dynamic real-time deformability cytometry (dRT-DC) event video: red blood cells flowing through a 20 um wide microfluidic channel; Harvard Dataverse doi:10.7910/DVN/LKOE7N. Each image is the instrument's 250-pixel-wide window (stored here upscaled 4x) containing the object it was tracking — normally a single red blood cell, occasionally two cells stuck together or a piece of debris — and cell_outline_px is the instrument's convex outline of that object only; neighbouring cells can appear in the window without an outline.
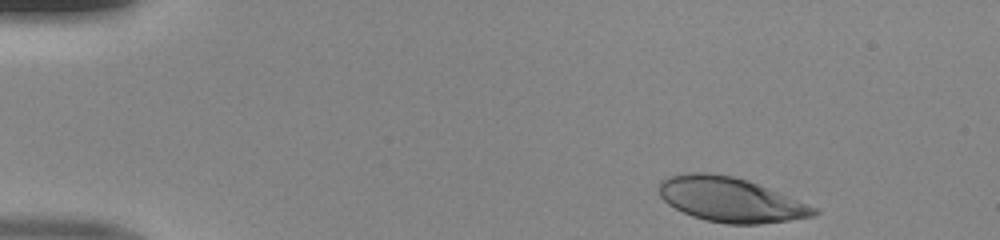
{"species": "human", "species_latin": "Homo sapiens", "temperature_condition": "room temperature", "stored_images_in_passage": 43, "camera_frame_rate_fps": 3000, "um_per_image_px": 0.085, "donor": {"sex": "male"}, "frame": {"image": 1, "passage_image": 1, "time_ms": 0.0, "image_size_px": [1000, 240], "cell_outline_px": [[820, 212], [816, 216], [760, 224], [728, 224], [704, 220], [692, 216], [668, 204], [660, 196], [660, 180], [668, 176], [688, 172], [708, 172], [732, 176], [748, 180], [768, 188], [816, 208]], "centroid_in_image_um": [62.06, 16.97], "position_along_channel_um": 22.9, "area_um2": 40.0}}
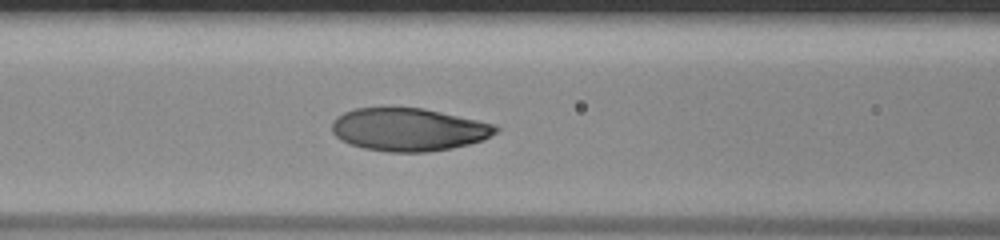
{"frame": {"image": 2, "passage_image": 16, "time_ms": 5.0, "image_size_px": [1000, 240], "cell_outline_px": [[500, 128], [496, 132], [484, 140], [452, 148], [428, 152], [388, 152], [364, 148], [340, 140], [332, 132], [332, 120], [336, 116], [344, 112], [356, 108], [424, 108], [496, 124]], "centroid_in_image_um": [34.74, 11.01], "position_along_channel_um": 131.9, "area_um2": 41.04}}
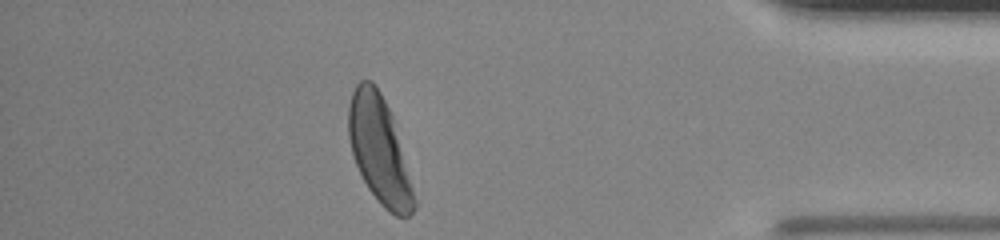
{"frame": {"image": 3, "passage_image": 38, "time_ms": 12.333, "image_size_px": [1000, 240], "cell_outline_px": [[416, 208], [408, 216], [396, 216], [388, 212], [380, 204], [368, 188], [352, 156], [348, 136], [348, 104], [352, 92], [356, 84], [360, 80], [372, 80], [380, 92], [392, 116], [416, 200]], "centroid_in_image_um": [32.21, 12.75], "position_along_channel_um": 403.0, "area_um2": 40.4}}